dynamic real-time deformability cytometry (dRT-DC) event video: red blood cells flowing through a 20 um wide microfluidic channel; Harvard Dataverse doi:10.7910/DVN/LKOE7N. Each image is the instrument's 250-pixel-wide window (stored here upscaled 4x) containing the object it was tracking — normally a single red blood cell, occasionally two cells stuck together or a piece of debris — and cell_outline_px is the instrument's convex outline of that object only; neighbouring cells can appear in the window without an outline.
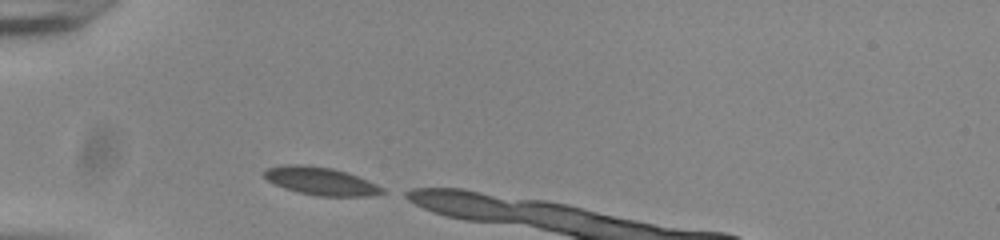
{"species": "common noctule bat (a hibernating species)", "species_latin": "Nyctalus noctula", "temperature_condition": "room temperature", "stored_images_in_passage": 5, "camera_frame_rate_fps": 3000, "um_per_image_px": 0.085, "animal": {"sex": "male", "body_mass_g": 20.0, "forearm_length_mm": 53.3}, "frame": {"image": 1, "passage_image": 1, "time_ms": 0.0, "image_size_px": [1000, 240], "cell_outline_px": [[388, 192], [372, 196], [316, 196], [284, 188], [268, 180], [264, 176], [264, 172], [268, 168], [284, 164], [308, 164], [332, 168], [348, 172], [368, 180], [384, 188]], "centroid_in_image_um": [27.32, 15.39], "position_along_channel_um": 57.7, "area_um2": 19.36}}